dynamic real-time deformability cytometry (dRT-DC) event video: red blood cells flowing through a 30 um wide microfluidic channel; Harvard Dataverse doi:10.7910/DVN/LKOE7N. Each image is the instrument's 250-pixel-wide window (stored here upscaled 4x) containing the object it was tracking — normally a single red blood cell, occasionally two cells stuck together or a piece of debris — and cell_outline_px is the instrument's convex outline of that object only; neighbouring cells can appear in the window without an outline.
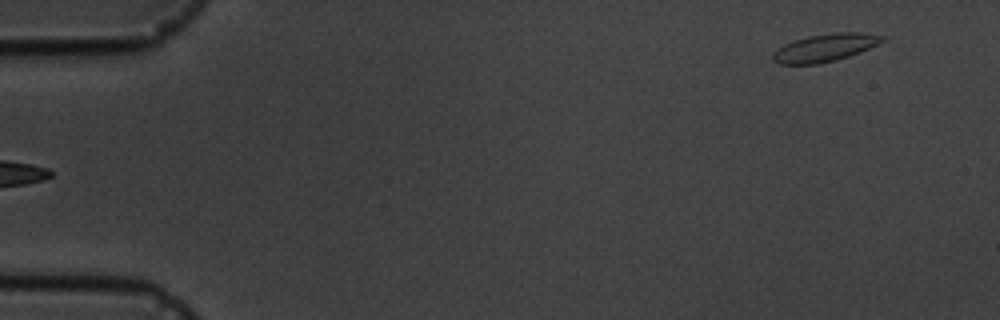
{"species": "common noctule bat (a hibernating species)", "species_latin": "Nyctalus noctula", "temperature_condition": "cold", "stored_images_in_passage": 5, "camera_frame_rate_fps": 3000, "um_per_image_px": 0.085, "animal": {"sex": "male", "body_mass_g": 19.5, "forearm_length_mm": 54.6}, "frame": {"image": 1, "passage_image": 5, "time_ms": 6.333, "image_size_px": [1000, 320], "cell_outline_px": [[888, 36], [884, 40], [860, 52], [836, 60], [816, 64], [780, 64], [772, 60], [772, 52], [784, 44], [792, 40], [808, 36], [836, 32], [864, 32]], "centroid_in_image_um": [70.11, 4.04], "position_along_channel_um": 14.9, "area_um2": 17.74}}